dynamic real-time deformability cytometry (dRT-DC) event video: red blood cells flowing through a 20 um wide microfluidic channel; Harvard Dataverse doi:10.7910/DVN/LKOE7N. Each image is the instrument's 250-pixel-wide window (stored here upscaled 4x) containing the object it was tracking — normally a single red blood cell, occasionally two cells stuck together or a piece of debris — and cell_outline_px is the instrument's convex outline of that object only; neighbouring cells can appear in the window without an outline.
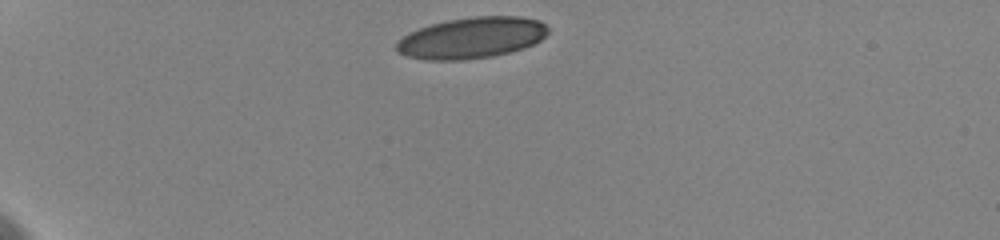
{"species": "human", "species_latin": "Homo sapiens", "temperature_condition": "cold", "stored_images_in_passage": 8, "camera_frame_rate_fps": 3000, "um_per_image_px": 0.085, "donor": {"sex": "female"}, "frame": {"image": 1, "passage_image": 1, "time_ms": 0.0, "image_size_px": [1000, 240], "cell_outline_px": [[548, 32], [540, 40], [524, 48], [492, 56], [460, 60], [424, 60], [404, 56], [396, 52], [396, 40], [408, 32], [432, 24], [448, 20], [472, 16], [520, 16], [540, 20], [548, 28]], "centroid_in_image_um": [40.04, 3.22], "position_along_channel_um": 45.0, "area_um2": 36.53}}